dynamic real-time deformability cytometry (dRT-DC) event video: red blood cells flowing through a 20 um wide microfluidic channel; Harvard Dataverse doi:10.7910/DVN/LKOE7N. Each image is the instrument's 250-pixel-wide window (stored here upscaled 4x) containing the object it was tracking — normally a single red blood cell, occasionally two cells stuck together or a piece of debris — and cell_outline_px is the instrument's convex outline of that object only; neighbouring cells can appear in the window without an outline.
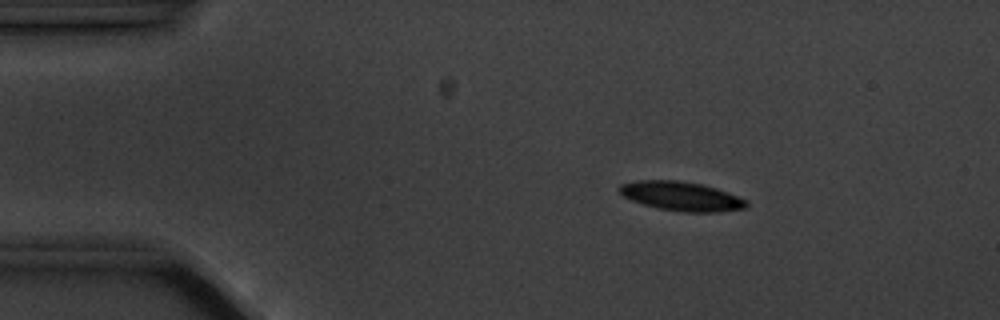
{"species": "common noctule bat (a hibernating species)", "species_latin": "Nyctalus noctula", "temperature_condition": "cold", "stored_images_in_passage": 5, "camera_frame_rate_fps": 3000, "um_per_image_px": 0.085, "animal": {"sex": "male", "body_mass_g": 20.1, "forearm_length_mm": 53.5}, "frame": {"image": 1, "passage_image": 3, "time_ms": 2.333, "image_size_px": [1000, 320], "cell_outline_px": [[748, 204], [744, 208], [716, 212], [684, 212], [656, 208], [632, 200], [624, 196], [620, 192], [620, 184], [636, 180], [680, 180], [700, 184], [716, 188], [748, 200]], "centroid_in_image_um": [57.91, 16.67], "position_along_channel_um": 27.1, "area_um2": 21.44}}